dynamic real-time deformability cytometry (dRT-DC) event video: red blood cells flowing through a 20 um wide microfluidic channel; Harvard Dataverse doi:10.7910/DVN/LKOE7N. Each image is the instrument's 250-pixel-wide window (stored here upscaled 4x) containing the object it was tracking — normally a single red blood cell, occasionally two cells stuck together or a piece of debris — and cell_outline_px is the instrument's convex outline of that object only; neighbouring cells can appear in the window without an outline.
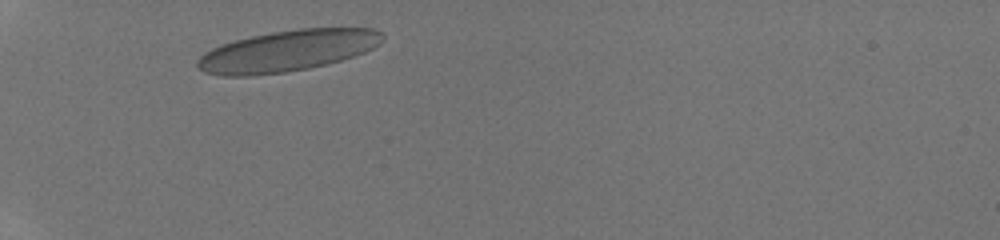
{"species": "human", "species_latin": "Homo sapiens", "temperature_condition": "room temperature", "stored_images_in_passage": 27, "camera_frame_rate_fps": 3000, "um_per_image_px": 0.085, "donor": {"sex": "male"}, "frame": {"image": 1, "passage_image": 2, "time_ms": 0.333, "image_size_px": [1000, 240], "cell_outline_px": [[384, 40], [380, 44], [364, 52], [340, 60], [308, 68], [284, 72], [248, 76], [224, 76], [204, 72], [196, 68], [196, 60], [204, 52], [212, 48], [236, 40], [252, 36], [272, 32], [300, 28], [372, 28], [384, 32]], "centroid_in_image_um": [24.43, 4.32], "position_along_channel_um": 60.6, "area_um2": 44.27}}
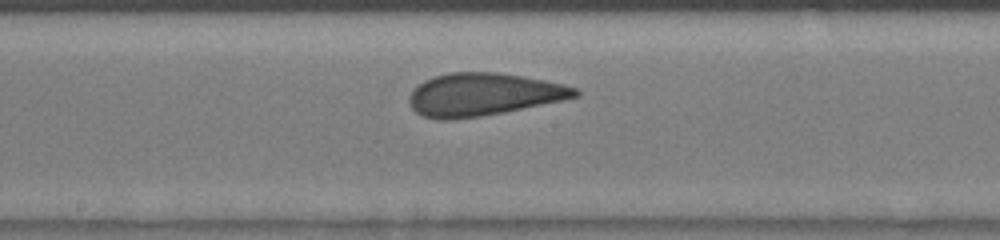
{"frame": {"image": 2, "passage_image": 13, "time_ms": 4.0, "image_size_px": [1000, 240], "cell_outline_px": [[580, 96], [504, 112], [480, 116], [452, 120], [436, 120], [424, 116], [416, 112], [412, 108], [408, 100], [408, 96], [424, 80], [448, 72], [496, 72], [544, 80], [564, 84], [576, 88], [580, 92]], "centroid_in_image_um": [41.06, 8.03], "position_along_channel_um": 207.1, "area_um2": 41.04}}
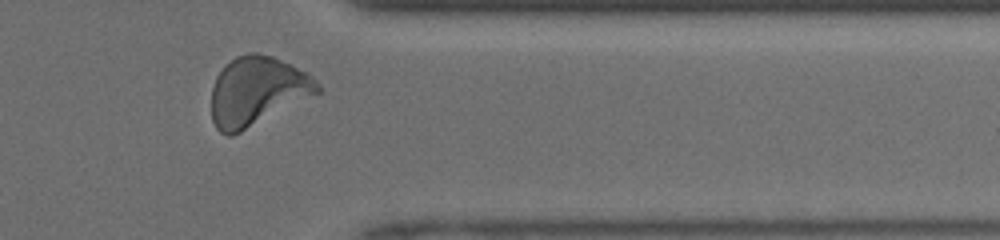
{"frame": {"image": 3, "passage_image": 25, "time_ms": 8.0, "image_size_px": [1000, 240], "cell_outline_px": [[320, 92], [232, 136], [228, 136], [220, 132], [216, 128], [212, 120], [212, 88], [216, 76], [224, 64], [236, 56], [248, 52], [256, 52], [272, 56], [308, 72], [320, 84]], "centroid_in_image_um": [21.84, 7.73], "position_along_channel_um": 389.6, "area_um2": 42.54}}